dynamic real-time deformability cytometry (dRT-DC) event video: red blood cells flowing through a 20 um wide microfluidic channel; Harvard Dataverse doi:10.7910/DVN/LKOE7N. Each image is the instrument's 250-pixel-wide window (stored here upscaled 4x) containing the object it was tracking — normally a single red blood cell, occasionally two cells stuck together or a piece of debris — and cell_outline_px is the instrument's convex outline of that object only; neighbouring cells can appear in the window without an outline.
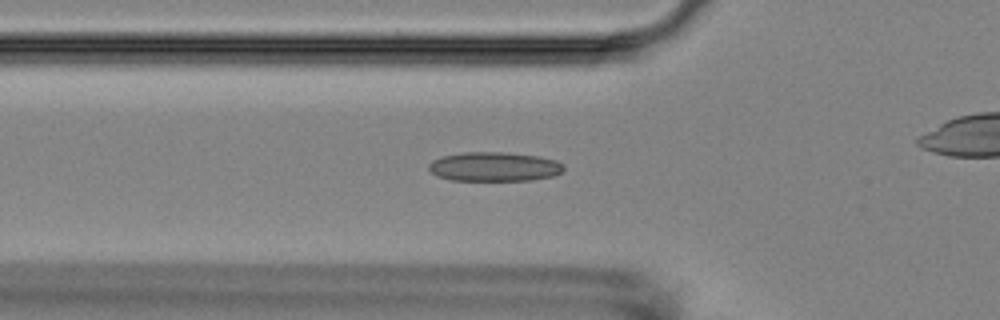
{"species": "Egyptian fruit bat (a non-hibernating species)", "species_latin": "Rousettus aegyptiacus", "temperature_condition": "room temperature", "stored_images_in_passage": 52, "camera_frame_rate_fps": 3000, "um_per_image_px": 0.085, "animal": {"sex": "female"}, "frame": {"image": 1, "passage_image": 19, "time_ms": 6.0, "image_size_px": [1000, 320], "cell_outline_px": [[564, 168], [560, 172], [552, 176], [532, 180], [452, 180], [436, 176], [428, 168], [428, 164], [432, 160], [440, 156], [464, 152], [500, 152], [540, 156], [556, 160], [564, 164]], "centroid_in_image_um": [41.99, 14.16], "position_along_channel_um": 83.8, "area_um2": 23.06}}
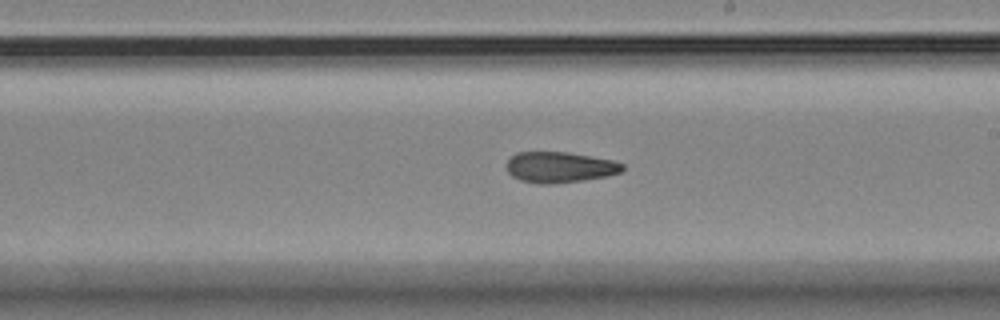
{"frame": {"image": 2, "passage_image": 32, "time_ms": 10.333, "image_size_px": [1000, 320], "cell_outline_px": [[624, 168], [620, 172], [608, 176], [584, 180], [552, 184], [540, 184], [520, 180], [512, 176], [508, 172], [504, 164], [516, 152], [568, 152], [612, 160], [624, 164]], "centroid_in_image_um": [47.55, 14.21], "position_along_channel_um": 241.5, "area_um2": 20.92}}
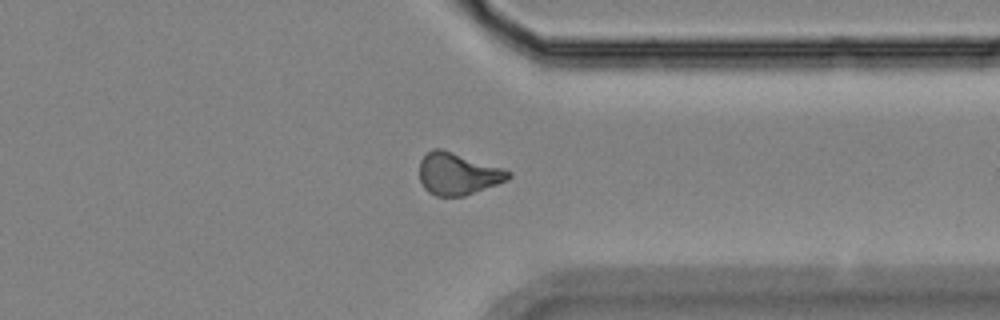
{"frame": {"image": 3, "passage_image": 43, "time_ms": 14.0, "image_size_px": [1000, 320], "cell_outline_px": [[512, 176], [508, 180], [464, 196], [436, 196], [428, 192], [424, 188], [420, 180], [420, 160], [432, 148], [440, 148], [504, 168], [512, 172]], "centroid_in_image_um": [38.93, 14.77], "position_along_channel_um": 372.5, "area_um2": 21.79}, "authors_computed_cell_mechanics": {"area_um2": 21.2126, "velocity_mm_per_s": 3.6183, "shape_relaxation_time_tau1_ms": null, "shape_relaxation_time_tau2_ms": 6.5166, "deformation_change_tau1": null, "deformation_change_tau2": 0.1363}}